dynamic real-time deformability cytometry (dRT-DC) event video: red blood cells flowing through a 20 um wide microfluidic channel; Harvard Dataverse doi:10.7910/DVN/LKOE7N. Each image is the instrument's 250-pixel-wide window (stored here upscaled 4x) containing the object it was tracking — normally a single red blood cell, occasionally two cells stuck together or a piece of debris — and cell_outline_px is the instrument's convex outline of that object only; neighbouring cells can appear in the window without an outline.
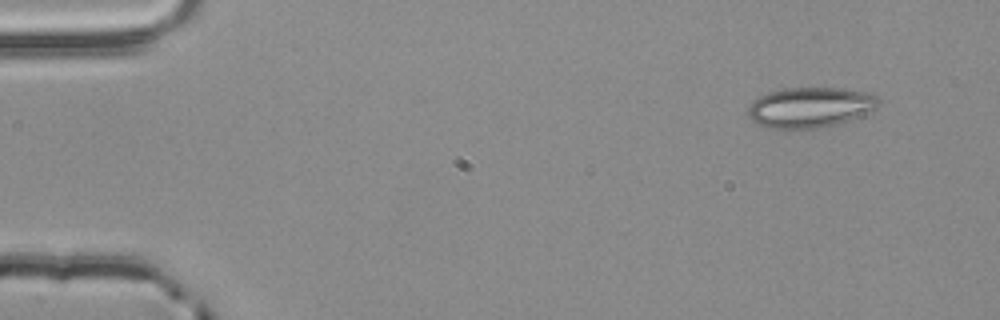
{"species": "common noctule bat (a hibernating species)", "species_latin": "Nyctalus noctula", "temperature_condition": "room temperature", "stored_images_in_passage": 3, "camera_frame_rate_fps": 3000, "um_per_image_px": 0.085, "animal": {"sex": "male", "body_mass_g": 20.4}, "frame": {"image": 1, "passage_image": 1, "time_ms": 0.0, "image_size_px": [1000, 320], "cell_outline_px": [[880, 104], [876, 108], [860, 116], [836, 124], [816, 128], [768, 128], [756, 124], [748, 116], [748, 108], [760, 96], [768, 92], [784, 88], [844, 88], [868, 92], [876, 96], [880, 100]], "centroid_in_image_um": [68.88, 9.12], "position_along_channel_um": 16.1, "area_um2": 30.58}}
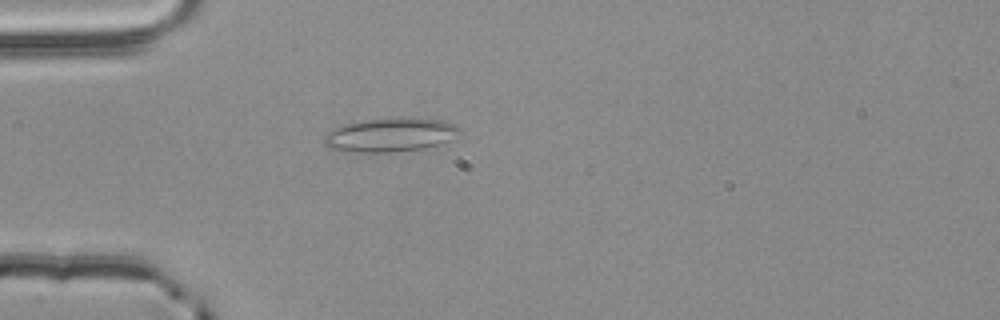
{"frame": {"image": 2, "passage_image": 3, "time_ms": 0.667, "image_size_px": [1000, 320], "cell_outline_px": [[464, 128], [460, 132], [448, 140], [440, 144], [424, 148], [396, 152], [356, 152], [332, 148], [324, 144], [324, 136], [332, 128], [340, 124], [364, 120], [404, 116], [416, 116], [440, 120], [456, 124]], "centroid_in_image_um": [33.21, 11.43], "position_along_channel_um": 51.8, "area_um2": 27.28}}